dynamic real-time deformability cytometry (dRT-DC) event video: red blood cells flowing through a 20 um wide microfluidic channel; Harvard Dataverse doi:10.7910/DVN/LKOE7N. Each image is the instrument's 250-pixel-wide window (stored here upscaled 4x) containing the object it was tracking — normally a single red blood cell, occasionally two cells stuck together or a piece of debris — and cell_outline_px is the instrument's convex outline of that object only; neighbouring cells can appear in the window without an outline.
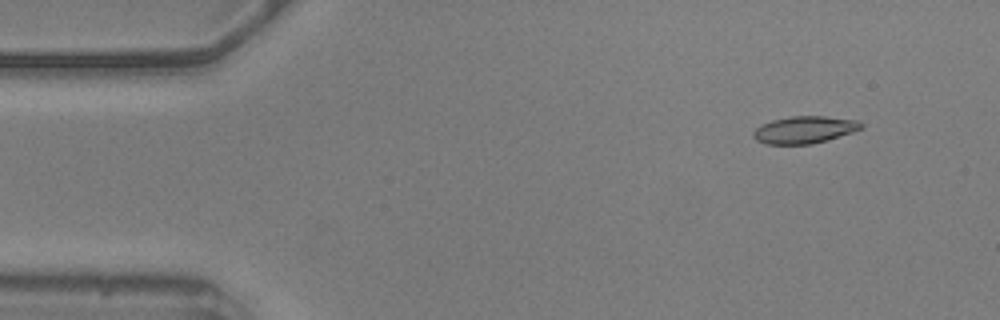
{"species": "common noctule bat (a hibernating species)", "species_latin": "Nyctalus noctula", "temperature_condition": "warm", "stored_images_in_passage": 11, "camera_frame_rate_fps": 3000, "um_per_image_px": 0.085, "animal": {"sex": "male", "body_mass_g": 20.5, "forearm_length_mm": 52.5}, "frame": {"image": 1, "passage_image": 1, "time_ms": 0.0, "image_size_px": [1000, 320], "cell_outline_px": [[864, 128], [828, 140], [812, 144], [768, 144], [756, 140], [752, 136], [752, 132], [760, 124], [772, 120], [792, 116], [824, 116], [860, 120], [864, 124]], "centroid_in_image_um": [68.4, 11.02], "position_along_channel_um": 16.6, "area_um2": 17.28}}
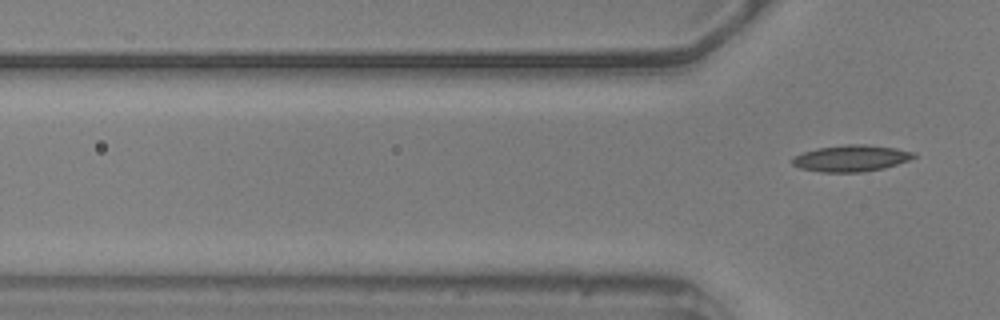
{"frame": {"image": 2, "passage_image": 11, "time_ms": 3.333, "image_size_px": [1000, 320], "cell_outline_px": [[916, 156], [908, 160], [884, 168], [864, 172], [820, 172], [800, 168], [792, 164], [792, 160], [796, 156], [804, 152], [816, 148], [844, 144], [868, 144], [896, 148], [916, 152]], "centroid_in_image_um": [72.37, 13.44], "position_along_channel_um": 53.4, "area_um2": 18.79}}